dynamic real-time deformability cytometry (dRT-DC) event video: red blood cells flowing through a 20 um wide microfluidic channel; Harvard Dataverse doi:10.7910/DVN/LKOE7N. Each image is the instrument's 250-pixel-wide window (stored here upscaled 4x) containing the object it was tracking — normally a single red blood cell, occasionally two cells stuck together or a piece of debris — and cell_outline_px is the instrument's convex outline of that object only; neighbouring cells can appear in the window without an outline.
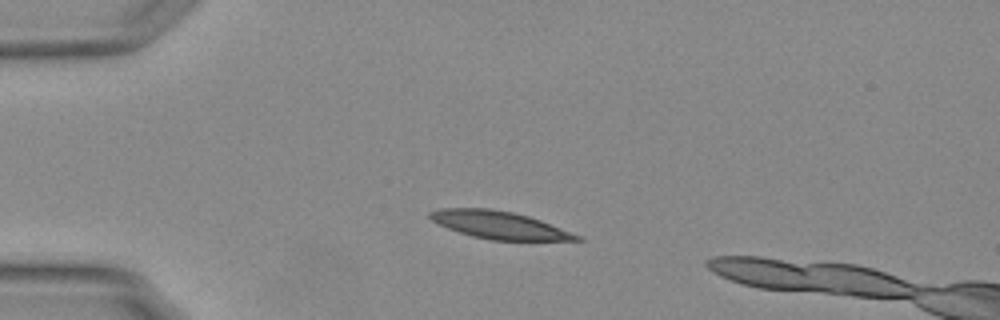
{"species": "Egyptian fruit bat (a non-hibernating species)", "species_latin": "Rousettus aegyptiacus", "temperature_condition": "warm", "stored_images_in_passage": 37, "camera_frame_rate_fps": 3000, "um_per_image_px": 0.085, "animal": {"sex": "female"}, "frame": {"image": 1, "passage_image": 1, "time_ms": 0.0, "image_size_px": [1000, 320], "cell_outline_px": [[584, 240], [492, 240], [472, 236], [448, 228], [432, 220], [428, 216], [428, 212], [440, 208], [488, 208], [512, 212], [528, 216], [540, 220], [584, 236]], "centroid_in_image_um": [42.47, 19.12], "position_along_channel_um": 42.5, "area_um2": 23.47}}
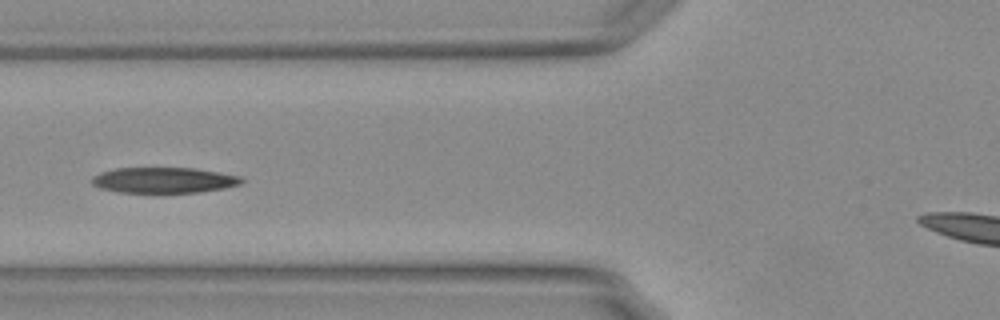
{"frame": {"image": 2, "passage_image": 9, "time_ms": 2.667, "image_size_px": [1000, 320], "cell_outline_px": [[244, 180], [240, 184], [224, 188], [200, 192], [120, 192], [100, 188], [92, 184], [92, 176], [100, 172], [116, 168], [192, 168], [240, 176]], "centroid_in_image_um": [13.9, 15.31], "position_along_channel_um": 111.9, "area_um2": 22.14}}
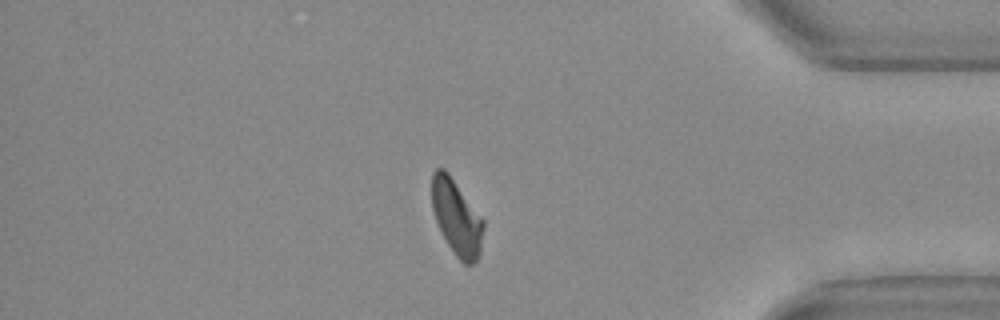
{"frame": {"image": 3, "passage_image": 34, "time_ms": 11.0, "image_size_px": [1000, 320], "cell_outline_px": [[484, 228], [480, 256], [472, 264], [464, 264], [456, 256], [448, 244], [436, 220], [432, 208], [432, 172], [436, 168], [444, 168], [448, 172], [484, 220]], "centroid_in_image_um": [38.83, 18.48], "position_along_channel_um": 396.4, "area_um2": 22.54}}